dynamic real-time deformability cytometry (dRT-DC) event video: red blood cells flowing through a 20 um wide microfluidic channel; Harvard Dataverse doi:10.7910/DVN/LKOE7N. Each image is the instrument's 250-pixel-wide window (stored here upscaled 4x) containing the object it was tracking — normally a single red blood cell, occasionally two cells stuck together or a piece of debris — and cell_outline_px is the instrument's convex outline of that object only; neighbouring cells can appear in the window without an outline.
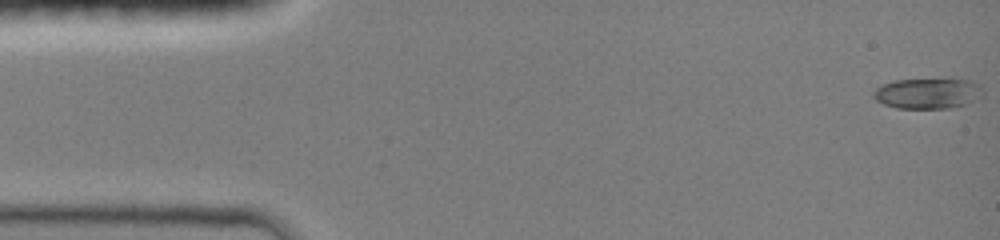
{"species": "common noctule bat (a hibernating species)", "species_latin": "Nyctalus noctula", "temperature_condition": "room temperature", "stored_images_in_passage": 10, "camera_frame_rate_fps": 3000, "um_per_image_px": 0.085, "animal": {"sex": "female", "body_mass_g": 19.0, "forearm_length_mm": 51.5}, "frame": {"image": 1, "passage_image": 1, "time_ms": 0.0, "image_size_px": [1000, 240], "cell_outline_px": [[984, 96], [964, 104], [948, 108], [896, 108], [884, 104], [876, 100], [872, 96], [872, 92], [876, 88], [884, 84], [896, 80], [968, 80], [980, 84], [984, 92]], "centroid_in_image_um": [78.86, 7.95], "position_along_channel_um": 6.1, "area_um2": 19.25}}
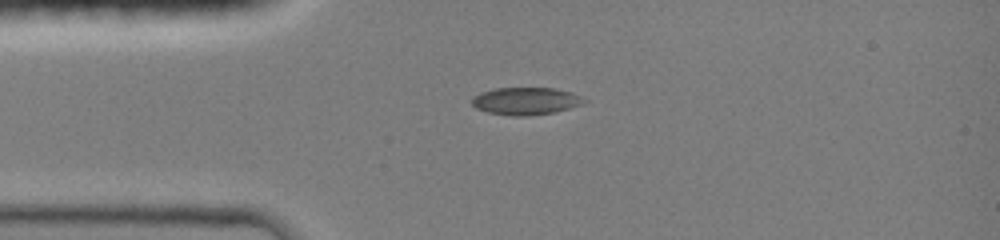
{"frame": {"image": 2, "passage_image": 9, "time_ms": 3.333, "image_size_px": [1000, 240], "cell_outline_px": [[588, 100], [584, 104], [552, 112], [524, 116], [512, 116], [488, 112], [476, 108], [472, 104], [472, 96], [480, 92], [496, 88], [552, 88], [572, 92]], "centroid_in_image_um": [44.68, 8.58], "position_along_channel_um": 40.3, "area_um2": 17.86}}